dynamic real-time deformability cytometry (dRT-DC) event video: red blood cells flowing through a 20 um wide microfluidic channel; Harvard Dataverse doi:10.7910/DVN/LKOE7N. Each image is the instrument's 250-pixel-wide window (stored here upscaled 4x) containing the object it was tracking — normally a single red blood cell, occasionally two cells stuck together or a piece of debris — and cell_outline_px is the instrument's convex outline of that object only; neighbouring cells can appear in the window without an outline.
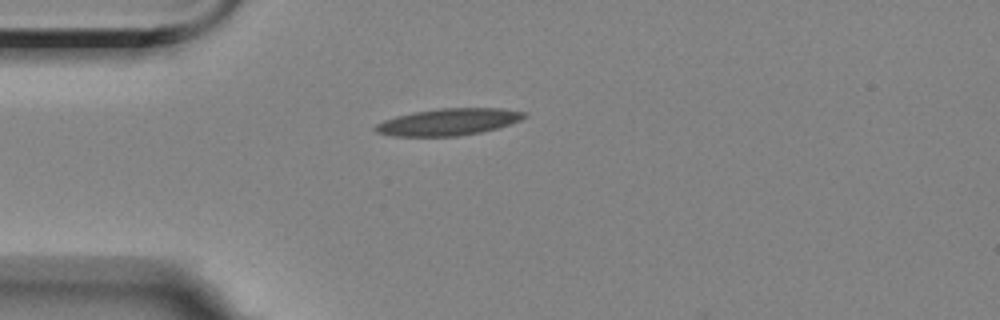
{"species": "Egyptian fruit bat (a non-hibernating species)", "species_latin": "Rousettus aegyptiacus", "temperature_condition": "room temperature", "stored_images_in_passage": 12, "camera_frame_rate_fps": 3000, "um_per_image_px": 0.085, "animal": {"sex": "female"}, "frame": {"image": 1, "passage_image": 1, "time_ms": 0.0, "image_size_px": [1000, 320], "cell_outline_px": [[528, 116], [520, 120], [496, 128], [480, 132], [460, 136], [392, 136], [376, 132], [372, 128], [376, 124], [384, 120], [396, 116], [412, 112], [440, 108], [504, 108], [528, 112]], "centroid_in_image_um": [38.12, 10.35], "position_along_channel_um": 46.9, "area_um2": 23.41}}
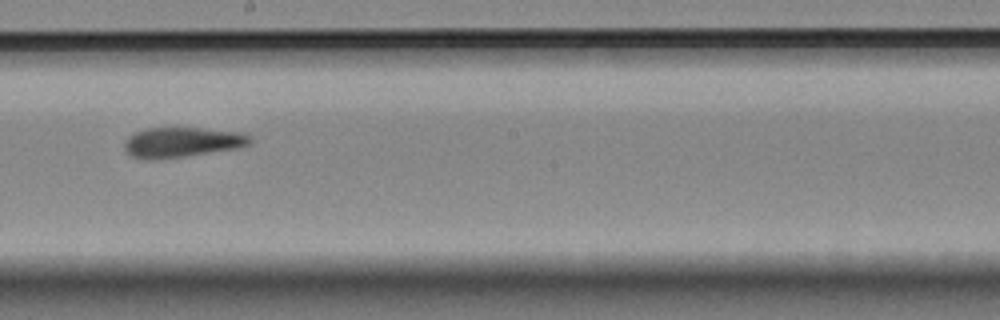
{"frame": {"image": 2, "passage_image": 6, "time_ms": 5.667, "image_size_px": [1000, 320], "cell_outline_px": [[252, 140], [248, 144], [236, 148], [184, 156], [152, 160], [144, 160], [132, 156], [124, 148], [124, 140], [132, 132], [148, 128], [200, 128], [240, 132], [252, 136]], "centroid_in_image_um": [15.41, 12.08], "position_along_channel_um": 232.8, "area_um2": 21.96}}
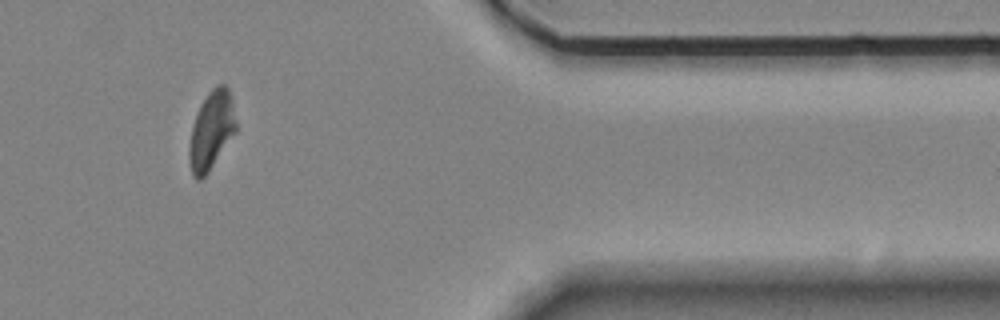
{"frame": {"image": 3, "passage_image": 10, "time_ms": 11.0, "image_size_px": [1000, 320], "cell_outline_px": [[236, 132], [208, 172], [200, 180], [196, 180], [192, 176], [188, 160], [188, 148], [192, 128], [196, 112], [200, 104], [208, 92], [216, 84], [224, 84], [228, 88], [232, 100], [236, 120]], "centroid_in_image_um": [17.95, 11.08], "position_along_channel_um": 393.4, "area_um2": 21.56}, "authors_computed_cell_mechanics": {"area_um2": 21.8773, "velocity_mm_per_s": 3.5054, "shape_relaxation_time_tau1_ms": 3.3343, "shape_relaxation_time_tau2_ms": 1.6062, "deformation_change_tau1": 0.1246, "deformation_change_tau2": 0.0945}}